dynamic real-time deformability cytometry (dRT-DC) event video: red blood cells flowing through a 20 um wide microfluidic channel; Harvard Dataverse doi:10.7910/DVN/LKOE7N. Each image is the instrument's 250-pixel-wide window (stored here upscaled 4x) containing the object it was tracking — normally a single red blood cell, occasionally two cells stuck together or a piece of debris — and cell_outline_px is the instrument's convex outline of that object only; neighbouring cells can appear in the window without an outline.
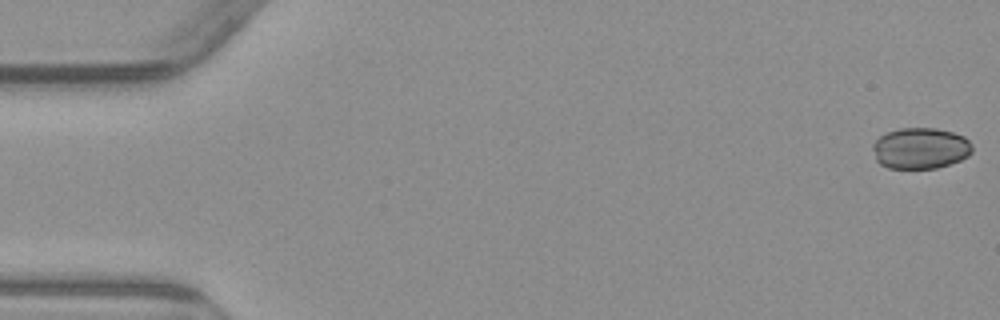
{"species": "common noctule bat (a hibernating species)", "species_latin": "Nyctalus noctula", "temperature_condition": "warm", "stored_images_in_passage": 6, "segment_of_instrument_passage": [1, 2], "camera_frame_rate_fps": 3000, "um_per_image_px": 0.085, "animal": {"sex": "male", "body_mass_g": 23.1, "forearm_length_mm": 52.7}, "frame": {"image": 1, "passage_image": 1, "time_ms": 0.0, "image_size_px": [1000, 320], "cell_outline_px": [[972, 152], [968, 156], [960, 160], [936, 168], [888, 168], [880, 164], [876, 160], [872, 148], [872, 144], [880, 136], [888, 132], [900, 128], [936, 128], [952, 132], [964, 136], [972, 144]], "centroid_in_image_um": [78.23, 12.6], "position_along_channel_um": 6.8, "area_um2": 23.87}}